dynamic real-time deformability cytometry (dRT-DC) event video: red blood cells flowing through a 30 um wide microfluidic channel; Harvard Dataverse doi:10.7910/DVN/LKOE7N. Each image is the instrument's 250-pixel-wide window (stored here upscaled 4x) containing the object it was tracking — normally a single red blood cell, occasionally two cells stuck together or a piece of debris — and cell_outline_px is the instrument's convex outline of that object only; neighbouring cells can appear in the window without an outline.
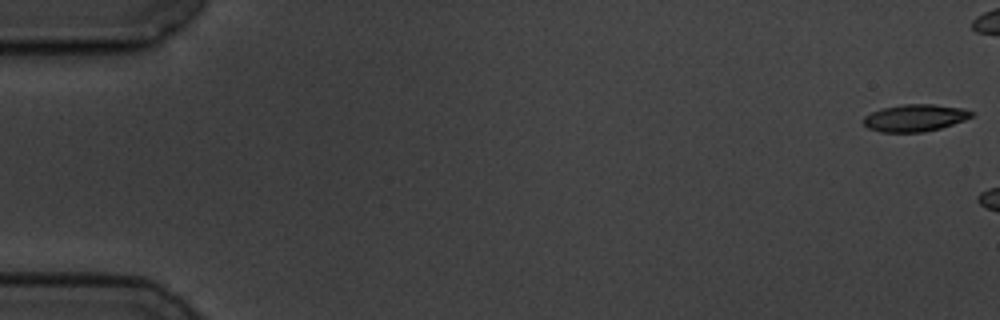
{"species": "common noctule bat (a hibernating species)", "species_latin": "Nyctalus noctula", "temperature_condition": "cold", "stored_images_in_passage": 7, "camera_frame_rate_fps": 3000, "um_per_image_px": 0.085, "animal": {"sex": "male", "body_mass_g": 19.5, "forearm_length_mm": 54.6}, "frame": {"image": 1, "passage_image": 1, "time_ms": 0.0, "image_size_px": [1000, 320], "cell_outline_px": [[972, 116], [964, 120], [940, 128], [924, 132], [880, 132], [868, 128], [860, 120], [864, 116], [880, 108], [900, 104], [932, 104], [964, 108], [972, 112]], "centroid_in_image_um": [77.71, 10.01], "position_along_channel_um": 7.3, "area_um2": 17.17}}